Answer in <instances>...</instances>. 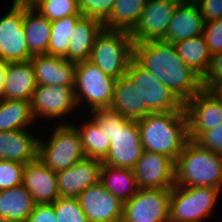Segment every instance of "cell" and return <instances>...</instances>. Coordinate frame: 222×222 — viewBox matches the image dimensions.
<instances>
[{
  "mask_svg": "<svg viewBox=\"0 0 222 222\" xmlns=\"http://www.w3.org/2000/svg\"><path fill=\"white\" fill-rule=\"evenodd\" d=\"M8 62L0 58V98L4 88L6 69L8 67Z\"/></svg>",
  "mask_w": 222,
  "mask_h": 222,
  "instance_id": "obj_42",
  "label": "cell"
},
{
  "mask_svg": "<svg viewBox=\"0 0 222 222\" xmlns=\"http://www.w3.org/2000/svg\"><path fill=\"white\" fill-rule=\"evenodd\" d=\"M214 187L174 185L171 189L169 222H205L221 196Z\"/></svg>",
  "mask_w": 222,
  "mask_h": 222,
  "instance_id": "obj_8",
  "label": "cell"
},
{
  "mask_svg": "<svg viewBox=\"0 0 222 222\" xmlns=\"http://www.w3.org/2000/svg\"><path fill=\"white\" fill-rule=\"evenodd\" d=\"M204 19L196 2L182 1L173 15L163 40L175 43L203 33Z\"/></svg>",
  "mask_w": 222,
  "mask_h": 222,
  "instance_id": "obj_21",
  "label": "cell"
},
{
  "mask_svg": "<svg viewBox=\"0 0 222 222\" xmlns=\"http://www.w3.org/2000/svg\"><path fill=\"white\" fill-rule=\"evenodd\" d=\"M24 6L11 4L7 14L0 18V58L8 63L29 61V52L23 27Z\"/></svg>",
  "mask_w": 222,
  "mask_h": 222,
  "instance_id": "obj_13",
  "label": "cell"
},
{
  "mask_svg": "<svg viewBox=\"0 0 222 222\" xmlns=\"http://www.w3.org/2000/svg\"><path fill=\"white\" fill-rule=\"evenodd\" d=\"M100 183L122 203L131 199L138 186L133 169L109 166L102 163Z\"/></svg>",
  "mask_w": 222,
  "mask_h": 222,
  "instance_id": "obj_26",
  "label": "cell"
},
{
  "mask_svg": "<svg viewBox=\"0 0 222 222\" xmlns=\"http://www.w3.org/2000/svg\"><path fill=\"white\" fill-rule=\"evenodd\" d=\"M38 0H12L11 4L14 5H23V6H32L34 5Z\"/></svg>",
  "mask_w": 222,
  "mask_h": 222,
  "instance_id": "obj_44",
  "label": "cell"
},
{
  "mask_svg": "<svg viewBox=\"0 0 222 222\" xmlns=\"http://www.w3.org/2000/svg\"><path fill=\"white\" fill-rule=\"evenodd\" d=\"M204 22L222 18V0H196Z\"/></svg>",
  "mask_w": 222,
  "mask_h": 222,
  "instance_id": "obj_40",
  "label": "cell"
},
{
  "mask_svg": "<svg viewBox=\"0 0 222 222\" xmlns=\"http://www.w3.org/2000/svg\"><path fill=\"white\" fill-rule=\"evenodd\" d=\"M171 189H139L123 204L121 222H169Z\"/></svg>",
  "mask_w": 222,
  "mask_h": 222,
  "instance_id": "obj_11",
  "label": "cell"
},
{
  "mask_svg": "<svg viewBox=\"0 0 222 222\" xmlns=\"http://www.w3.org/2000/svg\"><path fill=\"white\" fill-rule=\"evenodd\" d=\"M174 45L184 63L203 78L207 73L212 56L203 34L179 40Z\"/></svg>",
  "mask_w": 222,
  "mask_h": 222,
  "instance_id": "obj_29",
  "label": "cell"
},
{
  "mask_svg": "<svg viewBox=\"0 0 222 222\" xmlns=\"http://www.w3.org/2000/svg\"><path fill=\"white\" fill-rule=\"evenodd\" d=\"M24 165L15 161L0 160V191L22 185Z\"/></svg>",
  "mask_w": 222,
  "mask_h": 222,
  "instance_id": "obj_36",
  "label": "cell"
},
{
  "mask_svg": "<svg viewBox=\"0 0 222 222\" xmlns=\"http://www.w3.org/2000/svg\"><path fill=\"white\" fill-rule=\"evenodd\" d=\"M32 7L51 22L69 15H82L78 0H38Z\"/></svg>",
  "mask_w": 222,
  "mask_h": 222,
  "instance_id": "obj_33",
  "label": "cell"
},
{
  "mask_svg": "<svg viewBox=\"0 0 222 222\" xmlns=\"http://www.w3.org/2000/svg\"><path fill=\"white\" fill-rule=\"evenodd\" d=\"M37 85L74 86L76 62L52 55H34L31 59Z\"/></svg>",
  "mask_w": 222,
  "mask_h": 222,
  "instance_id": "obj_19",
  "label": "cell"
},
{
  "mask_svg": "<svg viewBox=\"0 0 222 222\" xmlns=\"http://www.w3.org/2000/svg\"><path fill=\"white\" fill-rule=\"evenodd\" d=\"M36 85L35 71L31 60L9 63L1 99L31 101Z\"/></svg>",
  "mask_w": 222,
  "mask_h": 222,
  "instance_id": "obj_22",
  "label": "cell"
},
{
  "mask_svg": "<svg viewBox=\"0 0 222 222\" xmlns=\"http://www.w3.org/2000/svg\"><path fill=\"white\" fill-rule=\"evenodd\" d=\"M194 142L203 149L222 155V124L203 132Z\"/></svg>",
  "mask_w": 222,
  "mask_h": 222,
  "instance_id": "obj_38",
  "label": "cell"
},
{
  "mask_svg": "<svg viewBox=\"0 0 222 222\" xmlns=\"http://www.w3.org/2000/svg\"><path fill=\"white\" fill-rule=\"evenodd\" d=\"M83 120L82 125L75 127L80 134L84 154L102 161L110 149L111 140L91 116Z\"/></svg>",
  "mask_w": 222,
  "mask_h": 222,
  "instance_id": "obj_30",
  "label": "cell"
},
{
  "mask_svg": "<svg viewBox=\"0 0 222 222\" xmlns=\"http://www.w3.org/2000/svg\"><path fill=\"white\" fill-rule=\"evenodd\" d=\"M36 121L30 101L0 98V132L28 129Z\"/></svg>",
  "mask_w": 222,
  "mask_h": 222,
  "instance_id": "obj_28",
  "label": "cell"
},
{
  "mask_svg": "<svg viewBox=\"0 0 222 222\" xmlns=\"http://www.w3.org/2000/svg\"><path fill=\"white\" fill-rule=\"evenodd\" d=\"M133 44L128 31L103 28L95 39L89 61L105 74L119 79L128 71Z\"/></svg>",
  "mask_w": 222,
  "mask_h": 222,
  "instance_id": "obj_6",
  "label": "cell"
},
{
  "mask_svg": "<svg viewBox=\"0 0 222 222\" xmlns=\"http://www.w3.org/2000/svg\"><path fill=\"white\" fill-rule=\"evenodd\" d=\"M180 0H147L144 10L129 32L133 43L164 39Z\"/></svg>",
  "mask_w": 222,
  "mask_h": 222,
  "instance_id": "obj_12",
  "label": "cell"
},
{
  "mask_svg": "<svg viewBox=\"0 0 222 222\" xmlns=\"http://www.w3.org/2000/svg\"><path fill=\"white\" fill-rule=\"evenodd\" d=\"M202 82L204 89H207L211 84L222 83V52L211 56L209 68L202 78Z\"/></svg>",
  "mask_w": 222,
  "mask_h": 222,
  "instance_id": "obj_39",
  "label": "cell"
},
{
  "mask_svg": "<svg viewBox=\"0 0 222 222\" xmlns=\"http://www.w3.org/2000/svg\"><path fill=\"white\" fill-rule=\"evenodd\" d=\"M22 184L32 195L35 204L53 203L59 198L56 172L38 158L24 165Z\"/></svg>",
  "mask_w": 222,
  "mask_h": 222,
  "instance_id": "obj_18",
  "label": "cell"
},
{
  "mask_svg": "<svg viewBox=\"0 0 222 222\" xmlns=\"http://www.w3.org/2000/svg\"><path fill=\"white\" fill-rule=\"evenodd\" d=\"M188 138L195 141L203 132L222 124V104L208 89H202L184 104Z\"/></svg>",
  "mask_w": 222,
  "mask_h": 222,
  "instance_id": "obj_15",
  "label": "cell"
},
{
  "mask_svg": "<svg viewBox=\"0 0 222 222\" xmlns=\"http://www.w3.org/2000/svg\"><path fill=\"white\" fill-rule=\"evenodd\" d=\"M133 58L183 104L203 89L202 78L184 63L172 42L161 39L134 43Z\"/></svg>",
  "mask_w": 222,
  "mask_h": 222,
  "instance_id": "obj_1",
  "label": "cell"
},
{
  "mask_svg": "<svg viewBox=\"0 0 222 222\" xmlns=\"http://www.w3.org/2000/svg\"><path fill=\"white\" fill-rule=\"evenodd\" d=\"M28 129L0 132V160L22 164L38 158V141ZM32 133V134H31Z\"/></svg>",
  "mask_w": 222,
  "mask_h": 222,
  "instance_id": "obj_20",
  "label": "cell"
},
{
  "mask_svg": "<svg viewBox=\"0 0 222 222\" xmlns=\"http://www.w3.org/2000/svg\"><path fill=\"white\" fill-rule=\"evenodd\" d=\"M137 122L143 149L176 162L189 141L185 111L151 112Z\"/></svg>",
  "mask_w": 222,
  "mask_h": 222,
  "instance_id": "obj_3",
  "label": "cell"
},
{
  "mask_svg": "<svg viewBox=\"0 0 222 222\" xmlns=\"http://www.w3.org/2000/svg\"><path fill=\"white\" fill-rule=\"evenodd\" d=\"M23 27L30 54L32 56L47 54L51 21L32 6H24Z\"/></svg>",
  "mask_w": 222,
  "mask_h": 222,
  "instance_id": "obj_25",
  "label": "cell"
},
{
  "mask_svg": "<svg viewBox=\"0 0 222 222\" xmlns=\"http://www.w3.org/2000/svg\"><path fill=\"white\" fill-rule=\"evenodd\" d=\"M180 1H189V2H195L196 0H180Z\"/></svg>",
  "mask_w": 222,
  "mask_h": 222,
  "instance_id": "obj_46",
  "label": "cell"
},
{
  "mask_svg": "<svg viewBox=\"0 0 222 222\" xmlns=\"http://www.w3.org/2000/svg\"><path fill=\"white\" fill-rule=\"evenodd\" d=\"M0 222H15V221H12L8 218H3V217H0Z\"/></svg>",
  "mask_w": 222,
  "mask_h": 222,
  "instance_id": "obj_45",
  "label": "cell"
},
{
  "mask_svg": "<svg viewBox=\"0 0 222 222\" xmlns=\"http://www.w3.org/2000/svg\"><path fill=\"white\" fill-rule=\"evenodd\" d=\"M73 87L36 85L30 101L35 120L39 118H45L48 121L60 119L59 124H68V121H65L67 119L62 117L71 116L70 114L78 111L77 108H79Z\"/></svg>",
  "mask_w": 222,
  "mask_h": 222,
  "instance_id": "obj_10",
  "label": "cell"
},
{
  "mask_svg": "<svg viewBox=\"0 0 222 222\" xmlns=\"http://www.w3.org/2000/svg\"><path fill=\"white\" fill-rule=\"evenodd\" d=\"M126 74L140 90L141 106H147L152 112L185 111L176 95L134 58Z\"/></svg>",
  "mask_w": 222,
  "mask_h": 222,
  "instance_id": "obj_9",
  "label": "cell"
},
{
  "mask_svg": "<svg viewBox=\"0 0 222 222\" xmlns=\"http://www.w3.org/2000/svg\"><path fill=\"white\" fill-rule=\"evenodd\" d=\"M138 189H172L175 162L159 153L144 150L133 168Z\"/></svg>",
  "mask_w": 222,
  "mask_h": 222,
  "instance_id": "obj_14",
  "label": "cell"
},
{
  "mask_svg": "<svg viewBox=\"0 0 222 222\" xmlns=\"http://www.w3.org/2000/svg\"><path fill=\"white\" fill-rule=\"evenodd\" d=\"M111 140L103 164L133 169L144 151L137 120H130L111 108L88 113Z\"/></svg>",
  "mask_w": 222,
  "mask_h": 222,
  "instance_id": "obj_2",
  "label": "cell"
},
{
  "mask_svg": "<svg viewBox=\"0 0 222 222\" xmlns=\"http://www.w3.org/2000/svg\"><path fill=\"white\" fill-rule=\"evenodd\" d=\"M116 0H78L82 16L90 17L104 24Z\"/></svg>",
  "mask_w": 222,
  "mask_h": 222,
  "instance_id": "obj_35",
  "label": "cell"
},
{
  "mask_svg": "<svg viewBox=\"0 0 222 222\" xmlns=\"http://www.w3.org/2000/svg\"><path fill=\"white\" fill-rule=\"evenodd\" d=\"M116 80L89 60L77 62L73 88L78 107H89L87 112L110 108Z\"/></svg>",
  "mask_w": 222,
  "mask_h": 222,
  "instance_id": "obj_7",
  "label": "cell"
},
{
  "mask_svg": "<svg viewBox=\"0 0 222 222\" xmlns=\"http://www.w3.org/2000/svg\"><path fill=\"white\" fill-rule=\"evenodd\" d=\"M50 138L38 141V159L52 171L66 170L85 158L80 134L74 124H56ZM45 141V142H44Z\"/></svg>",
  "mask_w": 222,
  "mask_h": 222,
  "instance_id": "obj_5",
  "label": "cell"
},
{
  "mask_svg": "<svg viewBox=\"0 0 222 222\" xmlns=\"http://www.w3.org/2000/svg\"><path fill=\"white\" fill-rule=\"evenodd\" d=\"M202 34L211 55L222 52V18L206 22Z\"/></svg>",
  "mask_w": 222,
  "mask_h": 222,
  "instance_id": "obj_37",
  "label": "cell"
},
{
  "mask_svg": "<svg viewBox=\"0 0 222 222\" xmlns=\"http://www.w3.org/2000/svg\"><path fill=\"white\" fill-rule=\"evenodd\" d=\"M102 161L85 157L66 170L56 173L59 197H77L100 182Z\"/></svg>",
  "mask_w": 222,
  "mask_h": 222,
  "instance_id": "obj_17",
  "label": "cell"
},
{
  "mask_svg": "<svg viewBox=\"0 0 222 222\" xmlns=\"http://www.w3.org/2000/svg\"><path fill=\"white\" fill-rule=\"evenodd\" d=\"M88 222H121L123 204L100 182L76 197Z\"/></svg>",
  "mask_w": 222,
  "mask_h": 222,
  "instance_id": "obj_16",
  "label": "cell"
},
{
  "mask_svg": "<svg viewBox=\"0 0 222 222\" xmlns=\"http://www.w3.org/2000/svg\"><path fill=\"white\" fill-rule=\"evenodd\" d=\"M34 205L32 195L23 184L0 191V217L27 222Z\"/></svg>",
  "mask_w": 222,
  "mask_h": 222,
  "instance_id": "obj_27",
  "label": "cell"
},
{
  "mask_svg": "<svg viewBox=\"0 0 222 222\" xmlns=\"http://www.w3.org/2000/svg\"><path fill=\"white\" fill-rule=\"evenodd\" d=\"M103 28L100 21L81 16L69 38L67 60L76 63L89 60L95 39Z\"/></svg>",
  "mask_w": 222,
  "mask_h": 222,
  "instance_id": "obj_24",
  "label": "cell"
},
{
  "mask_svg": "<svg viewBox=\"0 0 222 222\" xmlns=\"http://www.w3.org/2000/svg\"><path fill=\"white\" fill-rule=\"evenodd\" d=\"M146 2L147 0H116L103 27L130 32L138 22Z\"/></svg>",
  "mask_w": 222,
  "mask_h": 222,
  "instance_id": "obj_31",
  "label": "cell"
},
{
  "mask_svg": "<svg viewBox=\"0 0 222 222\" xmlns=\"http://www.w3.org/2000/svg\"><path fill=\"white\" fill-rule=\"evenodd\" d=\"M110 108L130 120L145 118L152 112L141 106L140 90L127 74L116 80Z\"/></svg>",
  "mask_w": 222,
  "mask_h": 222,
  "instance_id": "obj_23",
  "label": "cell"
},
{
  "mask_svg": "<svg viewBox=\"0 0 222 222\" xmlns=\"http://www.w3.org/2000/svg\"><path fill=\"white\" fill-rule=\"evenodd\" d=\"M57 222H88L75 197H59L53 203Z\"/></svg>",
  "mask_w": 222,
  "mask_h": 222,
  "instance_id": "obj_34",
  "label": "cell"
},
{
  "mask_svg": "<svg viewBox=\"0 0 222 222\" xmlns=\"http://www.w3.org/2000/svg\"><path fill=\"white\" fill-rule=\"evenodd\" d=\"M207 89L222 104V83L211 84Z\"/></svg>",
  "mask_w": 222,
  "mask_h": 222,
  "instance_id": "obj_43",
  "label": "cell"
},
{
  "mask_svg": "<svg viewBox=\"0 0 222 222\" xmlns=\"http://www.w3.org/2000/svg\"><path fill=\"white\" fill-rule=\"evenodd\" d=\"M27 222H57L53 204H35Z\"/></svg>",
  "mask_w": 222,
  "mask_h": 222,
  "instance_id": "obj_41",
  "label": "cell"
},
{
  "mask_svg": "<svg viewBox=\"0 0 222 222\" xmlns=\"http://www.w3.org/2000/svg\"><path fill=\"white\" fill-rule=\"evenodd\" d=\"M82 15H69L51 22V36L48 43L47 55L67 59L69 38L77 20Z\"/></svg>",
  "mask_w": 222,
  "mask_h": 222,
  "instance_id": "obj_32",
  "label": "cell"
},
{
  "mask_svg": "<svg viewBox=\"0 0 222 222\" xmlns=\"http://www.w3.org/2000/svg\"><path fill=\"white\" fill-rule=\"evenodd\" d=\"M175 184L222 191V155L189 140L175 162Z\"/></svg>",
  "mask_w": 222,
  "mask_h": 222,
  "instance_id": "obj_4",
  "label": "cell"
}]
</instances>
